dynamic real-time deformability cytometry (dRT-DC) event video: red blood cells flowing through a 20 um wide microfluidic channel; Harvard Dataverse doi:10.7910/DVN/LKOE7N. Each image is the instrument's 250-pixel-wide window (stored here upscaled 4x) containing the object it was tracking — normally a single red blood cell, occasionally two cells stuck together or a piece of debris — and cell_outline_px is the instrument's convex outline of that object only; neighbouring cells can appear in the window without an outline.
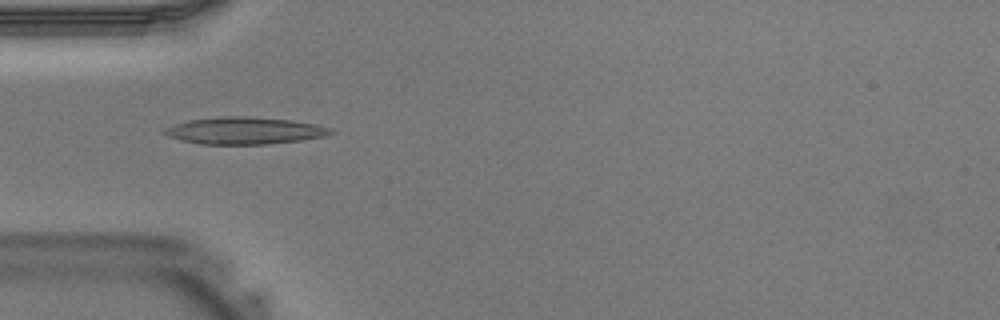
{"species": "Egyptian fruit bat (a non-hibernating species)", "species_latin": "Rousettus aegyptiacus", "temperature_condition": "warm", "stored_images_in_passage": 37, "camera_frame_rate_fps": 3000, "um_per_image_px": 0.085, "animal": {"sex": "male"}, "frame": {"image": 1, "passage_image": 9, "time_ms": 2.667, "image_size_px": [1000, 320], "cell_outline_px": [[336, 132], [324, 136], [300, 140], [268, 144], [200, 144], [180, 140], [168, 136], [164, 132], [164, 128], [188, 120], [220, 116], [244, 116], [292, 120], [316, 124], [332, 128]], "centroid_in_image_um": [20.8, 11.1], "position_along_channel_um": 64.2, "area_um2": 26.18}}
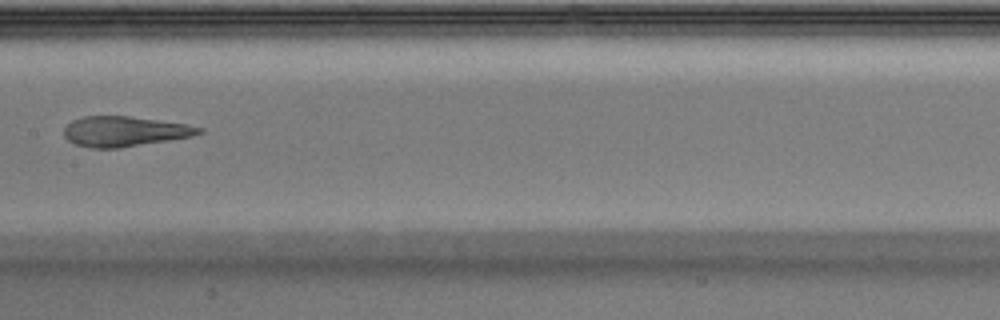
{"frame": {"image": 2, "passage_image": 17, "time_ms": 5.333, "image_size_px": [1000, 320], "cell_outline_px": [[204, 132], [192, 136], [120, 148], [92, 148], [76, 144], [68, 140], [64, 136], [64, 128], [72, 120], [84, 116], [128, 116], [188, 124], [204, 128]], "centroid_in_image_um": [10.6, 11.16], "position_along_channel_um": 196.8, "area_um2": 23.64}}
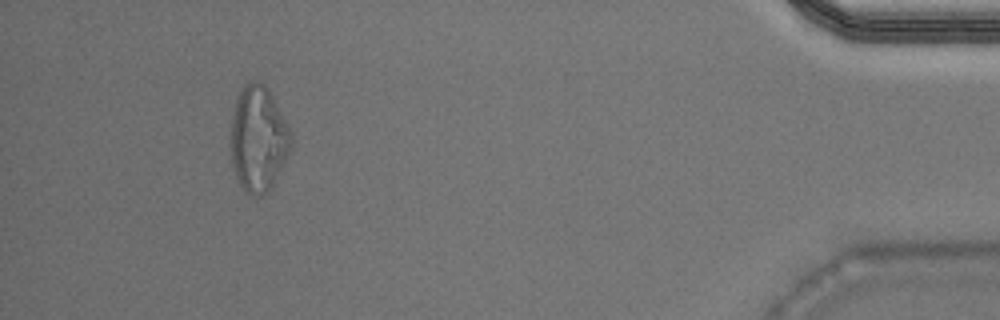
{"frame": {"image": 3, "passage_image": 34, "time_ms": 11.0, "image_size_px": [1000, 320], "cell_outline_px": [[292, 144], [272, 184], [264, 196], [252, 196], [240, 184], [236, 176], [232, 164], [228, 144], [232, 112], [236, 96], [240, 88], [244, 84], [252, 80], [256, 80], [264, 84], [292, 132]], "centroid_in_image_um": [21.89, 11.77], "position_along_channel_um": 413.3, "area_um2": 37.22}}